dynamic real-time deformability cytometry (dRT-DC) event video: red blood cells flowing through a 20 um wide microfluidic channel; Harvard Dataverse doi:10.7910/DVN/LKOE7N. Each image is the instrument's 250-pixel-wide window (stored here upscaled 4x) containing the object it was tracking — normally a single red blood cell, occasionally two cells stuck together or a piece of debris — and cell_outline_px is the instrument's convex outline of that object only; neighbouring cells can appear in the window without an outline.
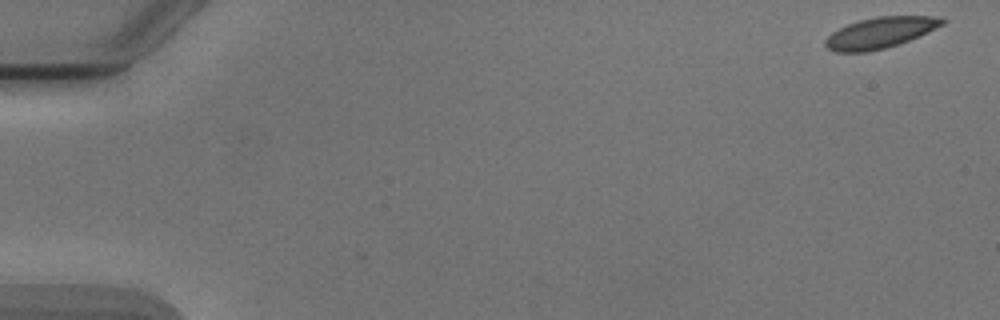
{"species": "Egyptian fruit bat (a non-hibernating species)", "species_latin": "Rousettus aegyptiacus", "temperature_condition": "cold", "stored_images_in_passage": 5, "camera_frame_rate_fps": 3000, "um_per_image_px": 0.085, "animal": {"sex": "male"}, "frame": {"image": 1, "passage_image": 1, "time_ms": 0.0, "image_size_px": [1000, 320], "cell_outline_px": [[948, 20], [944, 24], [928, 32], [908, 40], [884, 48], [868, 52], [836, 52], [828, 48], [824, 44], [824, 40], [832, 32], [848, 24], [860, 20], [876, 16], [932, 16]], "centroid_in_image_um": [74.8, 2.78], "position_along_channel_um": 10.2, "area_um2": 20.87}}